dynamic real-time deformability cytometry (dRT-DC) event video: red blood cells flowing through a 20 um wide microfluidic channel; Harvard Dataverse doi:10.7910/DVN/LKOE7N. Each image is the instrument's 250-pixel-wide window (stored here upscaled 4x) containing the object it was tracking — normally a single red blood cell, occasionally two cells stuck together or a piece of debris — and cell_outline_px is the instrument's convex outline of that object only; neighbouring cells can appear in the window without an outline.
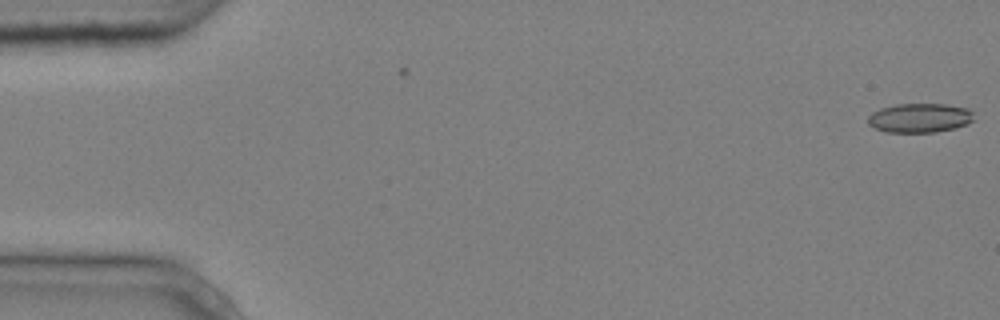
{"species": "common noctule bat (a hibernating species)", "species_latin": "Nyctalus noctula", "temperature_condition": "cold", "stored_images_in_passage": 2, "camera_frame_rate_fps": 3000, "um_per_image_px": 0.085, "animal": {"sex": "male", "body_mass_g": 20.4}, "frame": {"image": 1, "passage_image": 2, "time_ms": 0.333, "image_size_px": [1000, 320], "cell_outline_px": [[976, 120], [968, 124], [956, 128], [936, 132], [884, 132], [868, 124], [868, 116], [872, 112], [880, 108], [896, 104], [944, 104], [968, 108], [972, 112]], "centroid_in_image_um": [78.2, 10.02], "position_along_channel_um": 6.8, "area_um2": 18.26}}